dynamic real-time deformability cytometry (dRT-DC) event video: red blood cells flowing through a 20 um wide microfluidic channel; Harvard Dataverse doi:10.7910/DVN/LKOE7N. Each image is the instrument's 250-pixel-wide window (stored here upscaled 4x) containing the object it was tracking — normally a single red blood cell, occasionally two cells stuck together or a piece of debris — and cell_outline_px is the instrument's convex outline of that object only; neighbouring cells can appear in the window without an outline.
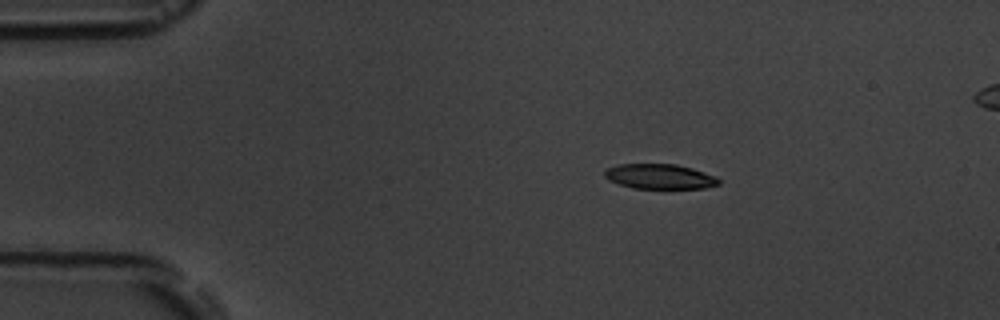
{"species": "common noctule bat (a hibernating species)", "species_latin": "Nyctalus noctula", "temperature_condition": "room temperature", "stored_images_in_passage": 3, "camera_frame_rate_fps": 3000, "um_per_image_px": 0.085, "animal": {"sex": "male", "body_mass_g": 19.5, "forearm_length_mm": 54.6}, "frame": {"image": 1, "passage_image": 1, "time_ms": 0.0, "image_size_px": [1000, 320], "cell_outline_px": [[720, 184], [704, 188], [632, 188], [608, 180], [604, 176], [604, 172], [608, 168], [616, 164], [676, 164], [692, 168], [716, 176], [720, 180]], "centroid_in_image_um": [56.08, 15.0], "position_along_channel_um": 28.9, "area_um2": 16.59}}